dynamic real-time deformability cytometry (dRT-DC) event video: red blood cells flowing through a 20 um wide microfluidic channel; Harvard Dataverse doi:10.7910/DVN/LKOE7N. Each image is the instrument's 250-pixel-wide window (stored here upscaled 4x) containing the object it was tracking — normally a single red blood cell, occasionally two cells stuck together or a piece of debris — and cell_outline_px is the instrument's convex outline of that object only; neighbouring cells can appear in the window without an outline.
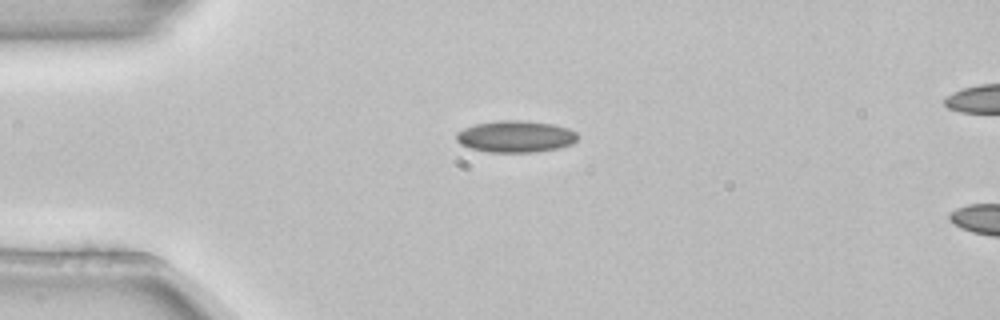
{"species": "common noctule bat (a hibernating species)", "species_latin": "Nyctalus noctula", "temperature_condition": "room temperature", "stored_images_in_passage": 6, "camera_frame_rate_fps": 3000, "um_per_image_px": 0.085, "animal": {"sex": "female", "body_mass_g": 22.7, "forearm_length_mm": 54.2}, "frame": {"image": 1, "passage_image": 4, "time_ms": 1.0, "image_size_px": [1000, 320], "cell_outline_px": [[576, 140], [572, 144], [556, 148], [536, 152], [488, 152], [468, 148], [460, 144], [456, 140], [456, 132], [464, 128], [476, 124], [500, 120], [524, 120], [552, 124], [568, 128], [576, 132]], "centroid_in_image_um": [43.78, 11.6], "position_along_channel_um": 41.2, "area_um2": 22.43}}